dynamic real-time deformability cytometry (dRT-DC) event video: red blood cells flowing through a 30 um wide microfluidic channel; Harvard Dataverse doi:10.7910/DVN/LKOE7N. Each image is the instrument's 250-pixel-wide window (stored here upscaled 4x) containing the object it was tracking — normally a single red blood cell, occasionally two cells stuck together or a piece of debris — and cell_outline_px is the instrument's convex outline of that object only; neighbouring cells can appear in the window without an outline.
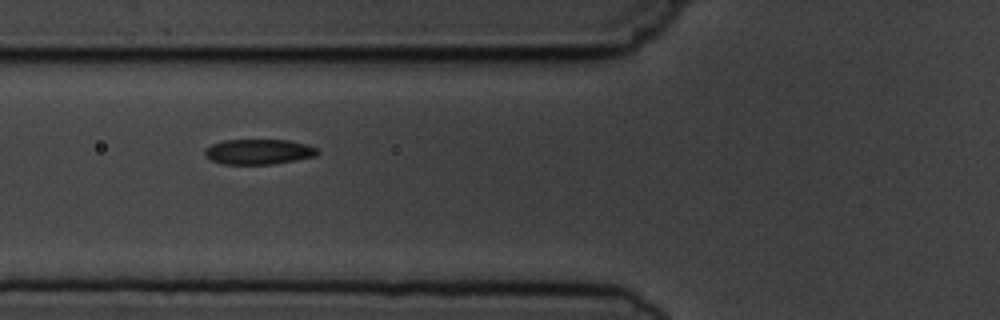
{"species": "common noctule bat (a hibernating species)", "species_latin": "Nyctalus noctula", "temperature_condition": "cold", "stored_images_in_passage": 7, "camera_frame_rate_fps": 3000, "um_per_image_px": 0.085, "animal": {"sex": "male", "body_mass_g": 19.5, "forearm_length_mm": 54.6}, "frame": {"image": 1, "passage_image": 6, "time_ms": 7.667, "image_size_px": [1000, 320], "cell_outline_px": [[320, 152], [316, 156], [296, 160], [272, 164], [224, 164], [212, 160], [204, 156], [204, 152], [212, 144], [224, 140], [288, 140], [308, 144], [316, 148]], "centroid_in_image_um": [22.02, 12.9], "position_along_channel_um": 103.8, "area_um2": 16.53}}
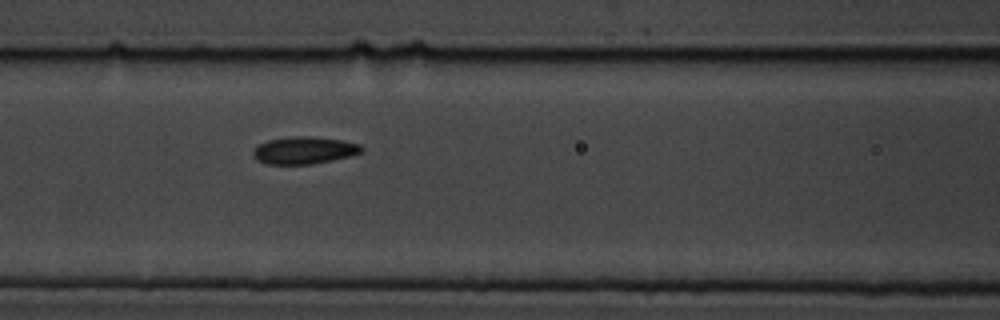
{"frame": {"image": 2, "passage_image": 7, "time_ms": 8.667, "image_size_px": [1000, 320], "cell_outline_px": [[364, 148], [360, 152], [352, 156], [312, 164], [268, 164], [252, 156], [252, 152], [260, 144], [268, 140], [288, 136], [308, 136], [344, 140], [360, 144]], "centroid_in_image_um": [25.89, 12.77], "position_along_channel_um": 140.7, "area_um2": 17.22}}